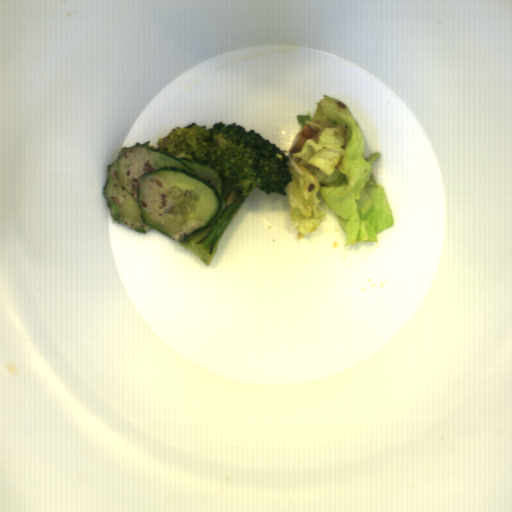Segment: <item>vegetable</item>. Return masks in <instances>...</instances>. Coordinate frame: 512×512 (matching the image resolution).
Instances as JSON below:
<instances>
[{"label":"vegetable","mask_w":512,"mask_h":512,"mask_svg":"<svg viewBox=\"0 0 512 512\" xmlns=\"http://www.w3.org/2000/svg\"><path fill=\"white\" fill-rule=\"evenodd\" d=\"M312 116L295 115L299 132L289 151L286 185L289 219L297 239L319 229L325 212L321 196L345 235V247L377 241V234L394 226V216L383 186L373 174L374 151L364 158L366 140L359 123L341 100L325 96Z\"/></svg>","instance_id":"obj_1"}]
</instances>
